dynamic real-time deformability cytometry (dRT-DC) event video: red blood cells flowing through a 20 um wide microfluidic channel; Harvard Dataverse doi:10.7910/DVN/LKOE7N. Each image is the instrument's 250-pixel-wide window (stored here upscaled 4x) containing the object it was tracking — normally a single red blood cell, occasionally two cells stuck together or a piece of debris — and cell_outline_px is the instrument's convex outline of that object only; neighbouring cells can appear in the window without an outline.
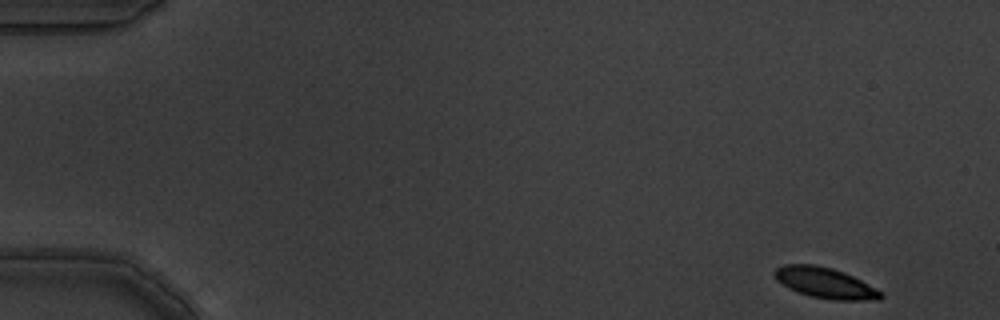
{"species": "common noctule bat (a hibernating species)", "species_latin": "Nyctalus noctula", "temperature_condition": "warm", "stored_images_in_passage": 5, "camera_frame_rate_fps": 3000, "um_per_image_px": 0.085, "animal": {"sex": "male", "body_mass_g": 19.5, "forearm_length_mm": 54.6}, "frame": {"image": 1, "passage_image": 1, "time_ms": 0.0, "image_size_px": [1000, 320], "cell_outline_px": [[884, 296], [880, 300], [836, 300], [812, 296], [788, 288], [776, 280], [772, 272], [776, 268], [784, 264], [816, 264], [832, 268], [844, 272], [884, 292]], "centroid_in_image_um": [70.14, 24.04], "position_along_channel_um": 14.9, "area_um2": 19.02}}
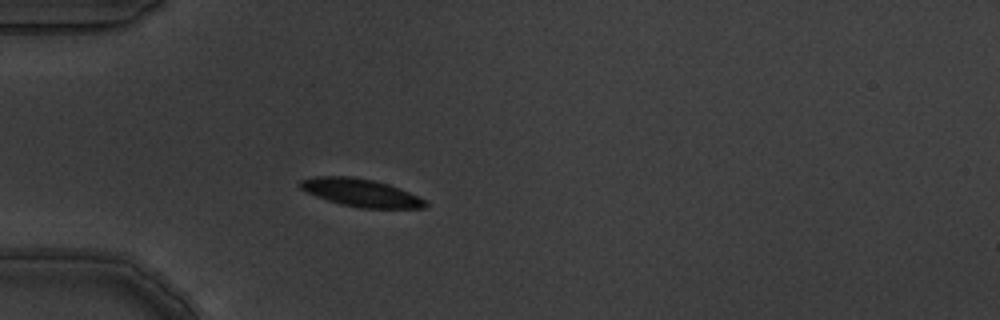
{"frame": {"image": 2, "passage_image": 5, "time_ms": 1.333, "image_size_px": [1000, 320], "cell_outline_px": [[428, 204], [424, 208], [360, 208], [340, 204], [316, 196], [300, 188], [296, 184], [300, 180], [316, 176], [352, 176], [372, 180], [388, 184], [400, 188], [428, 200]], "centroid_in_image_um": [30.68, 16.38], "position_along_channel_um": 54.3, "area_um2": 20.4}}